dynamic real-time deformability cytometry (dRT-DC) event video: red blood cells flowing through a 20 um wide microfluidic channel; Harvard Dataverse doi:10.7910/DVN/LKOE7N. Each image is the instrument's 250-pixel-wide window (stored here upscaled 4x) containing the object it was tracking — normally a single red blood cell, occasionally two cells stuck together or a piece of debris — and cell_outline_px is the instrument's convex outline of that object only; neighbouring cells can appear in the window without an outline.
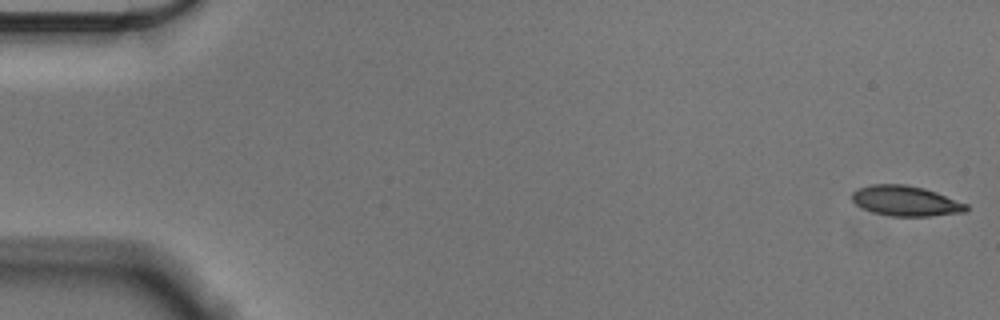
{"species": "Egyptian fruit bat (a non-hibernating species)", "species_latin": "Rousettus aegyptiacus", "temperature_condition": "cold", "stored_images_in_passage": 56, "camera_frame_rate_fps": 3000, "um_per_image_px": 0.085, "animal": {"sex": "male"}, "frame": {"image": 1, "passage_image": 1, "time_ms": 0.0, "image_size_px": [1000, 320], "cell_outline_px": [[968, 208], [964, 212], [928, 216], [892, 216], [872, 212], [856, 204], [852, 200], [852, 192], [856, 188], [872, 184], [904, 184], [924, 188], [936, 192], [968, 204]], "centroid_in_image_um": [76.96, 17.07], "position_along_channel_um": 8.0, "area_um2": 20.06}}
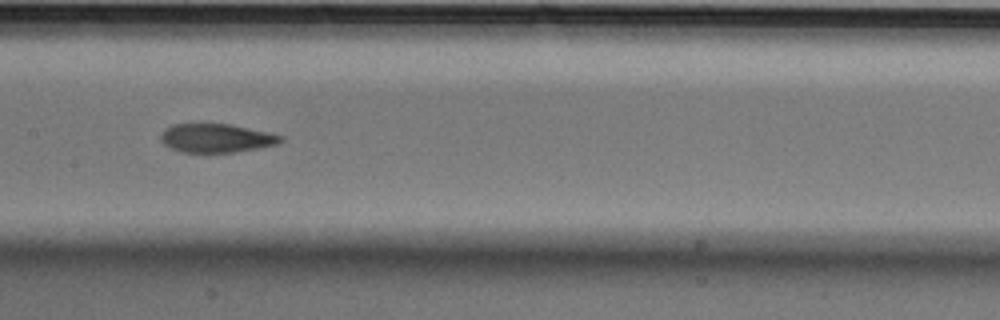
{"frame": {"image": 2, "passage_image": 28, "time_ms": 9.0, "image_size_px": [1000, 320], "cell_outline_px": [[284, 140], [276, 144], [260, 148], [236, 152], [180, 152], [164, 144], [160, 140], [160, 136], [172, 124], [228, 124], [284, 136]], "centroid_in_image_um": [18.4, 11.75], "position_along_channel_um": 189.0, "area_um2": 19.77}}
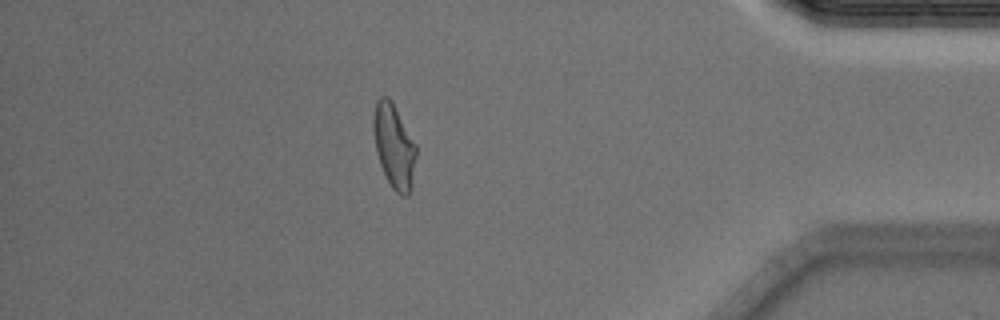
{"frame": {"image": 3, "passage_image": 49, "time_ms": 16.0, "image_size_px": [1000, 320], "cell_outline_px": [[416, 156], [412, 184], [408, 196], [404, 196], [396, 192], [392, 188], [380, 164], [376, 152], [372, 128], [372, 120], [376, 100], [380, 96], [388, 96], [392, 100], [416, 144]], "centroid_in_image_um": [33.48, 12.37], "position_along_channel_um": 401.7, "area_um2": 21.1}, "authors_computed_cell_mechanics": {"area_um2": 21.0392, "velocity_mm_per_s": 3.5775, "shape_relaxation_time_tau1_ms": 4.6767, "shape_relaxation_time_tau2_ms": 2.2824, "deformation_change_tau1": 0.1406, "deformation_change_tau2": 0.086}}